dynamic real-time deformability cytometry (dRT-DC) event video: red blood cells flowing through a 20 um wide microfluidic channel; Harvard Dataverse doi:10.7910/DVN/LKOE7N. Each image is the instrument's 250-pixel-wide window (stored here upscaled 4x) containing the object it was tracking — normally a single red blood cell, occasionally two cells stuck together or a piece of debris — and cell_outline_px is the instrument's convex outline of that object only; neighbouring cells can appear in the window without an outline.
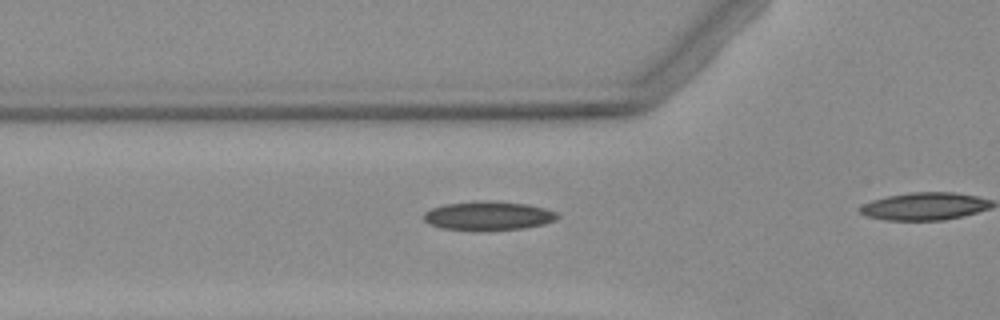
{"species": "Egyptian fruit bat (a non-hibernating species)", "species_latin": "Rousettus aegyptiacus", "temperature_condition": "warm", "stored_images_in_passage": 5, "camera_frame_rate_fps": 3000, "um_per_image_px": 0.085, "animal": {"sex": "female"}, "frame": {"image": 1, "passage_image": 4, "time_ms": 3.667, "image_size_px": [1000, 320], "cell_outline_px": [[560, 216], [556, 220], [544, 224], [524, 228], [444, 228], [432, 224], [424, 220], [424, 212], [432, 208], [444, 204], [488, 200], [528, 204], [544, 208], [556, 212]], "centroid_in_image_um": [41.56, 18.29], "position_along_channel_um": 84.2, "area_um2": 21.62}}